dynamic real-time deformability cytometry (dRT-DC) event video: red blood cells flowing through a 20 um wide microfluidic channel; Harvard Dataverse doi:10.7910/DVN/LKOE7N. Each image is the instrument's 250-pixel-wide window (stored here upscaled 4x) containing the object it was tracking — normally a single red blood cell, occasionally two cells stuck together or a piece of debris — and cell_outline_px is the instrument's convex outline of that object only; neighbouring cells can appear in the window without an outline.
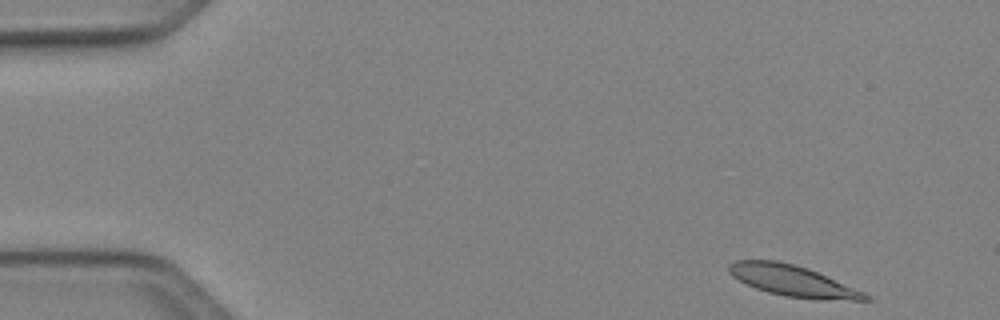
{"species": "Egyptian fruit bat (a non-hibernating species)", "species_latin": "Rousettus aegyptiacus", "temperature_condition": "cold", "stored_images_in_passage": 47, "camera_frame_rate_fps": 3000, "um_per_image_px": 0.085, "animal": {"sex": "female"}, "frame": {"image": 1, "passage_image": 1, "time_ms": 0.0, "image_size_px": [1000, 320], "cell_outline_px": [[872, 300], [852, 300], [784, 296], [768, 292], [756, 288], [732, 276], [728, 272], [728, 264], [736, 260], [776, 260], [808, 268], [864, 292], [872, 296]], "centroid_in_image_um": [67.35, 23.85], "position_along_channel_um": 17.7, "area_um2": 24.1}}
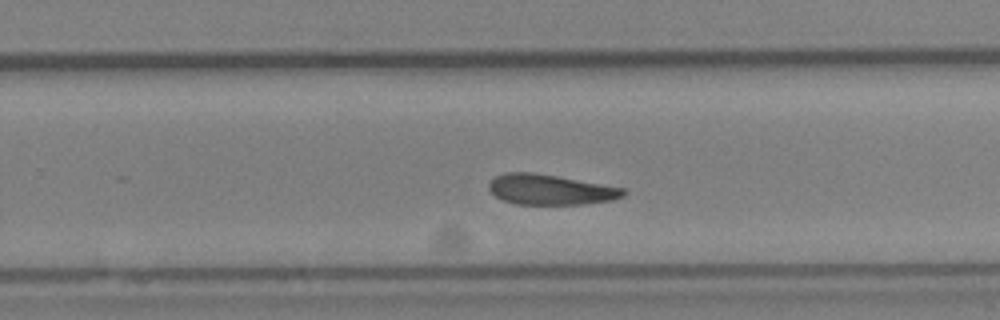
{"frame": {"image": 2, "passage_image": 29, "time_ms": 9.333, "image_size_px": [1000, 320], "cell_outline_px": [[628, 192], [624, 196], [612, 200], [584, 204], [516, 204], [504, 200], [496, 196], [488, 188], [488, 184], [496, 176], [504, 172], [532, 172], [556, 176], [624, 188]], "centroid_in_image_um": [46.78, 16.11], "position_along_channel_um": 283.0, "area_um2": 23.58}}
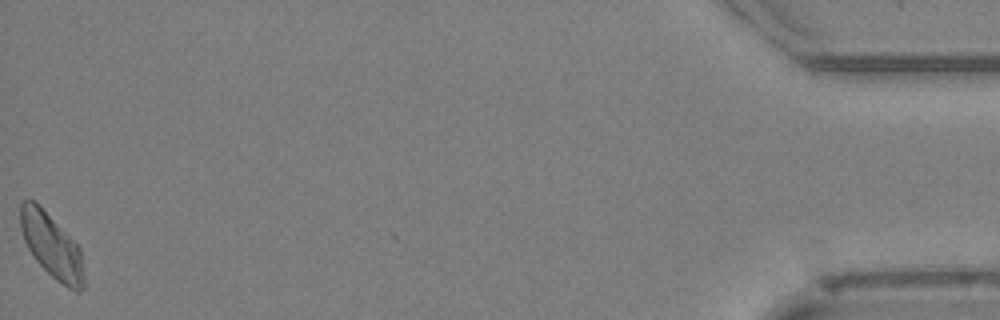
{"frame": {"image": 3, "passage_image": 47, "time_ms": 15.333, "image_size_px": [1000, 320], "cell_outline_px": [[84, 288], [76, 292], [68, 288], [56, 280], [36, 260], [28, 248], [24, 240], [20, 228], [20, 200], [36, 200], [80, 248], [84, 272]], "centroid_in_image_um": [4.38, 20.87], "position_along_channel_um": 430.8, "area_um2": 23.81}}